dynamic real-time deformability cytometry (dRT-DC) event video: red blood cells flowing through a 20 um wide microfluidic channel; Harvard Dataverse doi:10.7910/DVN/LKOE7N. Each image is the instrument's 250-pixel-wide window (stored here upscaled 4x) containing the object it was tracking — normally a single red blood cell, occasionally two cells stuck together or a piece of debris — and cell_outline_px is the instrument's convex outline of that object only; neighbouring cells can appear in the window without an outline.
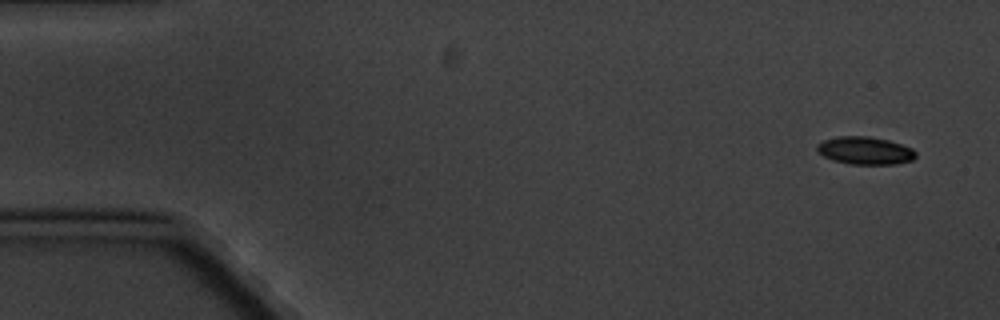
{"species": "common noctule bat (a hibernating species)", "species_latin": "Nyctalus noctula", "temperature_condition": "cold", "stored_images_in_passage": 4, "camera_frame_rate_fps": 3000, "um_per_image_px": 0.085, "animal": {"sex": "male", "body_mass_g": 20.1, "forearm_length_mm": 53.5}, "frame": {"image": 1, "passage_image": 1, "time_ms": 0.0, "image_size_px": [1000, 320], "cell_outline_px": [[916, 156], [912, 160], [896, 164], [848, 164], [832, 160], [816, 152], [816, 144], [824, 140], [836, 136], [868, 136], [888, 140], [912, 148], [916, 152]], "centroid_in_image_um": [73.49, 12.8], "position_along_channel_um": 11.5, "area_um2": 16.07}}